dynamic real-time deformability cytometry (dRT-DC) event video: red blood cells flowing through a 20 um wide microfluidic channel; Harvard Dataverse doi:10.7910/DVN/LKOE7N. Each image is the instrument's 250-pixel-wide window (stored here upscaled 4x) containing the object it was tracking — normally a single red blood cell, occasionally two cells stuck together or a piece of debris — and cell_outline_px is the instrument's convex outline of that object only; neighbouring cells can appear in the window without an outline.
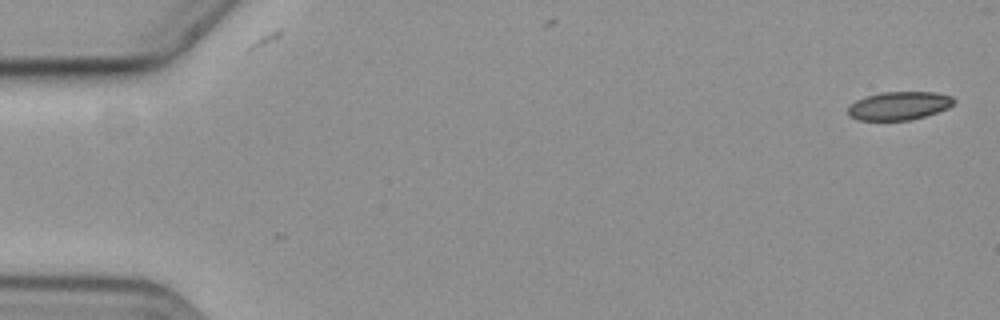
{"species": "common noctule bat (a hibernating species)", "species_latin": "Nyctalus noctula", "temperature_condition": "cold", "stored_images_in_passage": 6, "camera_frame_rate_fps": 3000, "um_per_image_px": 0.085, "animal": {"sex": "female", "body_mass_g": 19.3, "forearm_length_mm": 54.1}, "frame": {"image": 1, "passage_image": 1, "time_ms": 0.0, "image_size_px": [1000, 320], "cell_outline_px": [[956, 100], [948, 108], [912, 120], [860, 120], [852, 116], [848, 112], [848, 108], [856, 100], [880, 92], [936, 92], [952, 96]], "centroid_in_image_um": [76.46, 8.98], "position_along_channel_um": 8.5, "area_um2": 17.28}}
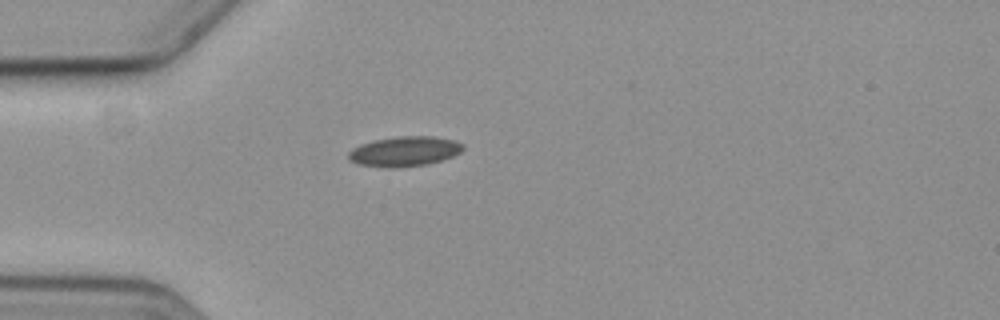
{"frame": {"image": 2, "passage_image": 5, "time_ms": 5.0, "image_size_px": [1000, 320], "cell_outline_px": [[464, 148], [460, 152], [452, 156], [428, 164], [400, 168], [388, 168], [360, 164], [348, 160], [348, 152], [352, 148], [360, 144], [376, 140], [400, 136], [432, 136], [452, 140], [464, 144]], "centroid_in_image_um": [34.36, 12.87], "position_along_channel_um": 50.6, "area_um2": 19.94}}